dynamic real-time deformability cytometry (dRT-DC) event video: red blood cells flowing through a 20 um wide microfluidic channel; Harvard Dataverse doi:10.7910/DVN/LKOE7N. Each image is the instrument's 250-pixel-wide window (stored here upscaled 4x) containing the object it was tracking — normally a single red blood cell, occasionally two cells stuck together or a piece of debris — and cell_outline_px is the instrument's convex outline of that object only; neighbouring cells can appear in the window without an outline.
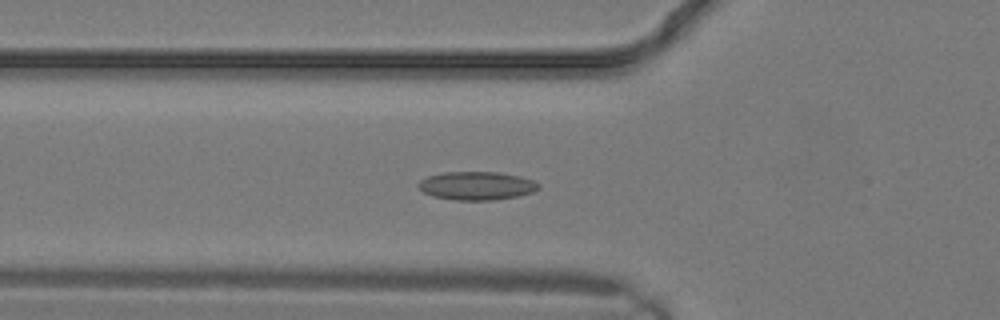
{"species": "common noctule bat (a hibernating species)", "species_latin": "Nyctalus noctula", "temperature_condition": "warm", "stored_images_in_passage": 12, "camera_frame_rate_fps": 3000, "um_per_image_px": 0.085, "animal": {"sex": "male", "body_mass_g": 19.2, "forearm_length_mm": 51.8}, "frame": {"image": 1, "passage_image": 10, "time_ms": 3.0, "image_size_px": [1000, 320], "cell_outline_px": [[540, 188], [532, 192], [516, 196], [496, 200], [456, 200], [432, 196], [424, 192], [416, 184], [420, 180], [428, 176], [444, 172], [500, 172], [520, 176], [532, 180], [540, 184]], "centroid_in_image_um": [40.52, 15.78], "position_along_channel_um": 85.3, "area_um2": 19.88}}
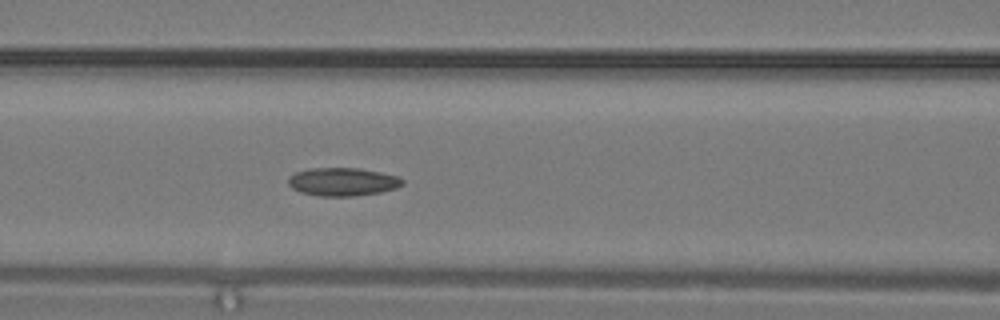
{"frame": {"image": 2, "passage_image": 12, "time_ms": 3.667, "image_size_px": [1000, 320], "cell_outline_px": [[404, 184], [396, 188], [380, 192], [352, 196], [320, 196], [300, 192], [292, 188], [288, 184], [288, 176], [296, 172], [308, 168], [360, 168], [380, 172], [396, 176], [404, 180]], "centroid_in_image_um": [29.1, 15.45], "position_along_channel_um": 137.5, "area_um2": 18.79}}